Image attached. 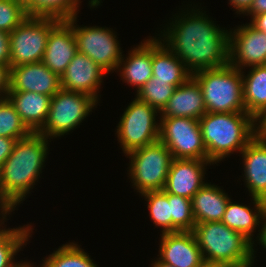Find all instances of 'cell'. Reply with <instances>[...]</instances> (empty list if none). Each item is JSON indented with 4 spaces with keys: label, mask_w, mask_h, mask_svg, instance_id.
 <instances>
[{
    "label": "cell",
    "mask_w": 266,
    "mask_h": 267,
    "mask_svg": "<svg viewBox=\"0 0 266 267\" xmlns=\"http://www.w3.org/2000/svg\"><path fill=\"white\" fill-rule=\"evenodd\" d=\"M253 208L244 205L243 203H234L231 198L228 201L226 210L223 214L221 222L227 227L241 233L252 243V258L253 263L256 258L254 234L256 229L261 227L264 215L266 214V201L252 197ZM261 221V222H260ZM257 227V228H256Z\"/></svg>",
    "instance_id": "cell-19"
},
{
    "label": "cell",
    "mask_w": 266,
    "mask_h": 267,
    "mask_svg": "<svg viewBox=\"0 0 266 267\" xmlns=\"http://www.w3.org/2000/svg\"><path fill=\"white\" fill-rule=\"evenodd\" d=\"M0 267H13L16 263L15 257L31 237L33 228L31 224L15 228H4L5 220L10 213H0ZM2 227V228H1Z\"/></svg>",
    "instance_id": "cell-26"
},
{
    "label": "cell",
    "mask_w": 266,
    "mask_h": 267,
    "mask_svg": "<svg viewBox=\"0 0 266 267\" xmlns=\"http://www.w3.org/2000/svg\"><path fill=\"white\" fill-rule=\"evenodd\" d=\"M60 20L28 15L9 33L10 67L42 62L48 35Z\"/></svg>",
    "instance_id": "cell-8"
},
{
    "label": "cell",
    "mask_w": 266,
    "mask_h": 267,
    "mask_svg": "<svg viewBox=\"0 0 266 267\" xmlns=\"http://www.w3.org/2000/svg\"><path fill=\"white\" fill-rule=\"evenodd\" d=\"M62 89L61 77L42 62L10 67L9 91L53 96Z\"/></svg>",
    "instance_id": "cell-14"
},
{
    "label": "cell",
    "mask_w": 266,
    "mask_h": 267,
    "mask_svg": "<svg viewBox=\"0 0 266 267\" xmlns=\"http://www.w3.org/2000/svg\"><path fill=\"white\" fill-rule=\"evenodd\" d=\"M168 201L171 202L172 233L193 231L196 223L191 199L168 193Z\"/></svg>",
    "instance_id": "cell-32"
},
{
    "label": "cell",
    "mask_w": 266,
    "mask_h": 267,
    "mask_svg": "<svg viewBox=\"0 0 266 267\" xmlns=\"http://www.w3.org/2000/svg\"><path fill=\"white\" fill-rule=\"evenodd\" d=\"M32 132L27 128L8 98L0 99V136L19 140Z\"/></svg>",
    "instance_id": "cell-30"
},
{
    "label": "cell",
    "mask_w": 266,
    "mask_h": 267,
    "mask_svg": "<svg viewBox=\"0 0 266 267\" xmlns=\"http://www.w3.org/2000/svg\"><path fill=\"white\" fill-rule=\"evenodd\" d=\"M203 94L207 112H246L241 70L227 64L192 74Z\"/></svg>",
    "instance_id": "cell-5"
},
{
    "label": "cell",
    "mask_w": 266,
    "mask_h": 267,
    "mask_svg": "<svg viewBox=\"0 0 266 267\" xmlns=\"http://www.w3.org/2000/svg\"><path fill=\"white\" fill-rule=\"evenodd\" d=\"M108 74L91 58L77 52L61 76L62 89L92 96L97 102L103 76Z\"/></svg>",
    "instance_id": "cell-13"
},
{
    "label": "cell",
    "mask_w": 266,
    "mask_h": 267,
    "mask_svg": "<svg viewBox=\"0 0 266 267\" xmlns=\"http://www.w3.org/2000/svg\"><path fill=\"white\" fill-rule=\"evenodd\" d=\"M77 15L66 19L73 28L77 50L91 58L107 73L117 71L123 50L113 29L77 25Z\"/></svg>",
    "instance_id": "cell-10"
},
{
    "label": "cell",
    "mask_w": 266,
    "mask_h": 267,
    "mask_svg": "<svg viewBox=\"0 0 266 267\" xmlns=\"http://www.w3.org/2000/svg\"><path fill=\"white\" fill-rule=\"evenodd\" d=\"M154 261L155 262L152 261L151 267H174L168 263L160 261L158 258Z\"/></svg>",
    "instance_id": "cell-43"
},
{
    "label": "cell",
    "mask_w": 266,
    "mask_h": 267,
    "mask_svg": "<svg viewBox=\"0 0 266 267\" xmlns=\"http://www.w3.org/2000/svg\"><path fill=\"white\" fill-rule=\"evenodd\" d=\"M192 74L184 63L159 39L152 37V77L170 82L175 87L185 83Z\"/></svg>",
    "instance_id": "cell-23"
},
{
    "label": "cell",
    "mask_w": 266,
    "mask_h": 267,
    "mask_svg": "<svg viewBox=\"0 0 266 267\" xmlns=\"http://www.w3.org/2000/svg\"><path fill=\"white\" fill-rule=\"evenodd\" d=\"M10 67L0 63V99L7 98L9 92Z\"/></svg>",
    "instance_id": "cell-35"
},
{
    "label": "cell",
    "mask_w": 266,
    "mask_h": 267,
    "mask_svg": "<svg viewBox=\"0 0 266 267\" xmlns=\"http://www.w3.org/2000/svg\"><path fill=\"white\" fill-rule=\"evenodd\" d=\"M229 64L239 70L266 65V32L251 23L229 29Z\"/></svg>",
    "instance_id": "cell-12"
},
{
    "label": "cell",
    "mask_w": 266,
    "mask_h": 267,
    "mask_svg": "<svg viewBox=\"0 0 266 267\" xmlns=\"http://www.w3.org/2000/svg\"><path fill=\"white\" fill-rule=\"evenodd\" d=\"M192 232L204 260L223 262L232 267L254 266L252 243L223 222L196 223Z\"/></svg>",
    "instance_id": "cell-4"
},
{
    "label": "cell",
    "mask_w": 266,
    "mask_h": 267,
    "mask_svg": "<svg viewBox=\"0 0 266 267\" xmlns=\"http://www.w3.org/2000/svg\"><path fill=\"white\" fill-rule=\"evenodd\" d=\"M7 98L27 128L32 133H38L47 120L51 96L35 92L9 91Z\"/></svg>",
    "instance_id": "cell-22"
},
{
    "label": "cell",
    "mask_w": 266,
    "mask_h": 267,
    "mask_svg": "<svg viewBox=\"0 0 266 267\" xmlns=\"http://www.w3.org/2000/svg\"><path fill=\"white\" fill-rule=\"evenodd\" d=\"M199 267H232V266L223 262L203 260Z\"/></svg>",
    "instance_id": "cell-41"
},
{
    "label": "cell",
    "mask_w": 266,
    "mask_h": 267,
    "mask_svg": "<svg viewBox=\"0 0 266 267\" xmlns=\"http://www.w3.org/2000/svg\"><path fill=\"white\" fill-rule=\"evenodd\" d=\"M19 1L24 7H26L32 0H17Z\"/></svg>",
    "instance_id": "cell-45"
},
{
    "label": "cell",
    "mask_w": 266,
    "mask_h": 267,
    "mask_svg": "<svg viewBox=\"0 0 266 267\" xmlns=\"http://www.w3.org/2000/svg\"><path fill=\"white\" fill-rule=\"evenodd\" d=\"M250 23L258 30L266 32V12L255 15L252 20L250 19Z\"/></svg>",
    "instance_id": "cell-39"
},
{
    "label": "cell",
    "mask_w": 266,
    "mask_h": 267,
    "mask_svg": "<svg viewBox=\"0 0 266 267\" xmlns=\"http://www.w3.org/2000/svg\"><path fill=\"white\" fill-rule=\"evenodd\" d=\"M0 63L10 67L9 33L0 30Z\"/></svg>",
    "instance_id": "cell-34"
},
{
    "label": "cell",
    "mask_w": 266,
    "mask_h": 267,
    "mask_svg": "<svg viewBox=\"0 0 266 267\" xmlns=\"http://www.w3.org/2000/svg\"><path fill=\"white\" fill-rule=\"evenodd\" d=\"M13 267H36V266H34V265H32L30 262H25V261H19L18 263H16ZM40 267H42L41 265H40Z\"/></svg>",
    "instance_id": "cell-44"
},
{
    "label": "cell",
    "mask_w": 266,
    "mask_h": 267,
    "mask_svg": "<svg viewBox=\"0 0 266 267\" xmlns=\"http://www.w3.org/2000/svg\"><path fill=\"white\" fill-rule=\"evenodd\" d=\"M206 112L200 85L191 76L174 89L159 117H189L199 120Z\"/></svg>",
    "instance_id": "cell-20"
},
{
    "label": "cell",
    "mask_w": 266,
    "mask_h": 267,
    "mask_svg": "<svg viewBox=\"0 0 266 267\" xmlns=\"http://www.w3.org/2000/svg\"><path fill=\"white\" fill-rule=\"evenodd\" d=\"M240 154L249 196L266 201V137L257 134Z\"/></svg>",
    "instance_id": "cell-18"
},
{
    "label": "cell",
    "mask_w": 266,
    "mask_h": 267,
    "mask_svg": "<svg viewBox=\"0 0 266 267\" xmlns=\"http://www.w3.org/2000/svg\"><path fill=\"white\" fill-rule=\"evenodd\" d=\"M254 0H229L230 6L236 10L237 15H244L252 6Z\"/></svg>",
    "instance_id": "cell-37"
},
{
    "label": "cell",
    "mask_w": 266,
    "mask_h": 267,
    "mask_svg": "<svg viewBox=\"0 0 266 267\" xmlns=\"http://www.w3.org/2000/svg\"><path fill=\"white\" fill-rule=\"evenodd\" d=\"M77 52L72 25L61 19L48 35L42 63L61 77Z\"/></svg>",
    "instance_id": "cell-17"
},
{
    "label": "cell",
    "mask_w": 266,
    "mask_h": 267,
    "mask_svg": "<svg viewBox=\"0 0 266 267\" xmlns=\"http://www.w3.org/2000/svg\"><path fill=\"white\" fill-rule=\"evenodd\" d=\"M49 140L31 133L16 140L12 153L0 168V212L10 213L31 193L45 166Z\"/></svg>",
    "instance_id": "cell-2"
},
{
    "label": "cell",
    "mask_w": 266,
    "mask_h": 267,
    "mask_svg": "<svg viewBox=\"0 0 266 267\" xmlns=\"http://www.w3.org/2000/svg\"><path fill=\"white\" fill-rule=\"evenodd\" d=\"M42 260V267H98L76 242L63 244Z\"/></svg>",
    "instance_id": "cell-27"
},
{
    "label": "cell",
    "mask_w": 266,
    "mask_h": 267,
    "mask_svg": "<svg viewBox=\"0 0 266 267\" xmlns=\"http://www.w3.org/2000/svg\"><path fill=\"white\" fill-rule=\"evenodd\" d=\"M175 88L174 85H170V82L157 81L156 78L152 77L136 92V97L160 113L171 98Z\"/></svg>",
    "instance_id": "cell-31"
},
{
    "label": "cell",
    "mask_w": 266,
    "mask_h": 267,
    "mask_svg": "<svg viewBox=\"0 0 266 267\" xmlns=\"http://www.w3.org/2000/svg\"><path fill=\"white\" fill-rule=\"evenodd\" d=\"M141 41L120 60L117 72L121 80L138 90L152 78V38Z\"/></svg>",
    "instance_id": "cell-21"
},
{
    "label": "cell",
    "mask_w": 266,
    "mask_h": 267,
    "mask_svg": "<svg viewBox=\"0 0 266 267\" xmlns=\"http://www.w3.org/2000/svg\"><path fill=\"white\" fill-rule=\"evenodd\" d=\"M16 140L8 137L0 136V168L4 164L5 160L12 153L13 146Z\"/></svg>",
    "instance_id": "cell-36"
},
{
    "label": "cell",
    "mask_w": 266,
    "mask_h": 267,
    "mask_svg": "<svg viewBox=\"0 0 266 267\" xmlns=\"http://www.w3.org/2000/svg\"><path fill=\"white\" fill-rule=\"evenodd\" d=\"M229 199L221 187L204 184L191 199L195 223L221 222Z\"/></svg>",
    "instance_id": "cell-24"
},
{
    "label": "cell",
    "mask_w": 266,
    "mask_h": 267,
    "mask_svg": "<svg viewBox=\"0 0 266 267\" xmlns=\"http://www.w3.org/2000/svg\"><path fill=\"white\" fill-rule=\"evenodd\" d=\"M188 5L187 10L185 8L179 15L175 13L172 22L168 21L167 27L160 31L161 42L191 74L229 64L230 31L216 25L205 14L207 11Z\"/></svg>",
    "instance_id": "cell-1"
},
{
    "label": "cell",
    "mask_w": 266,
    "mask_h": 267,
    "mask_svg": "<svg viewBox=\"0 0 266 267\" xmlns=\"http://www.w3.org/2000/svg\"><path fill=\"white\" fill-rule=\"evenodd\" d=\"M157 113L159 112L155 108L137 97L129 103L120 117L115 133L124 155L159 141L160 123L156 118Z\"/></svg>",
    "instance_id": "cell-9"
},
{
    "label": "cell",
    "mask_w": 266,
    "mask_h": 267,
    "mask_svg": "<svg viewBox=\"0 0 266 267\" xmlns=\"http://www.w3.org/2000/svg\"><path fill=\"white\" fill-rule=\"evenodd\" d=\"M243 77V100L246 112L257 122L266 113V65L251 66Z\"/></svg>",
    "instance_id": "cell-25"
},
{
    "label": "cell",
    "mask_w": 266,
    "mask_h": 267,
    "mask_svg": "<svg viewBox=\"0 0 266 267\" xmlns=\"http://www.w3.org/2000/svg\"><path fill=\"white\" fill-rule=\"evenodd\" d=\"M207 160L220 163L234 152L241 153L258 134V122L247 112H206L200 119Z\"/></svg>",
    "instance_id": "cell-3"
},
{
    "label": "cell",
    "mask_w": 266,
    "mask_h": 267,
    "mask_svg": "<svg viewBox=\"0 0 266 267\" xmlns=\"http://www.w3.org/2000/svg\"><path fill=\"white\" fill-rule=\"evenodd\" d=\"M28 16L17 0H0V30L12 32Z\"/></svg>",
    "instance_id": "cell-33"
},
{
    "label": "cell",
    "mask_w": 266,
    "mask_h": 267,
    "mask_svg": "<svg viewBox=\"0 0 266 267\" xmlns=\"http://www.w3.org/2000/svg\"><path fill=\"white\" fill-rule=\"evenodd\" d=\"M212 163L208 160L197 159H176L173 158L164 191L189 199L206 184L204 176L206 174V166Z\"/></svg>",
    "instance_id": "cell-15"
},
{
    "label": "cell",
    "mask_w": 266,
    "mask_h": 267,
    "mask_svg": "<svg viewBox=\"0 0 266 267\" xmlns=\"http://www.w3.org/2000/svg\"><path fill=\"white\" fill-rule=\"evenodd\" d=\"M80 0H32L26 7L31 16L69 19L79 13Z\"/></svg>",
    "instance_id": "cell-28"
},
{
    "label": "cell",
    "mask_w": 266,
    "mask_h": 267,
    "mask_svg": "<svg viewBox=\"0 0 266 267\" xmlns=\"http://www.w3.org/2000/svg\"><path fill=\"white\" fill-rule=\"evenodd\" d=\"M258 134L266 137V113L258 121Z\"/></svg>",
    "instance_id": "cell-42"
},
{
    "label": "cell",
    "mask_w": 266,
    "mask_h": 267,
    "mask_svg": "<svg viewBox=\"0 0 266 267\" xmlns=\"http://www.w3.org/2000/svg\"><path fill=\"white\" fill-rule=\"evenodd\" d=\"M158 259L174 267H199L203 256L192 231L160 234Z\"/></svg>",
    "instance_id": "cell-16"
},
{
    "label": "cell",
    "mask_w": 266,
    "mask_h": 267,
    "mask_svg": "<svg viewBox=\"0 0 266 267\" xmlns=\"http://www.w3.org/2000/svg\"><path fill=\"white\" fill-rule=\"evenodd\" d=\"M97 104L90 95L61 89L51 97L47 120L38 133L49 140L67 135L83 123Z\"/></svg>",
    "instance_id": "cell-7"
},
{
    "label": "cell",
    "mask_w": 266,
    "mask_h": 267,
    "mask_svg": "<svg viewBox=\"0 0 266 267\" xmlns=\"http://www.w3.org/2000/svg\"><path fill=\"white\" fill-rule=\"evenodd\" d=\"M159 141L176 159L207 160L199 120L189 117H159Z\"/></svg>",
    "instance_id": "cell-11"
},
{
    "label": "cell",
    "mask_w": 266,
    "mask_h": 267,
    "mask_svg": "<svg viewBox=\"0 0 266 267\" xmlns=\"http://www.w3.org/2000/svg\"><path fill=\"white\" fill-rule=\"evenodd\" d=\"M147 201V208L154 227H161V233H172L171 202L164 190L149 191L141 194Z\"/></svg>",
    "instance_id": "cell-29"
},
{
    "label": "cell",
    "mask_w": 266,
    "mask_h": 267,
    "mask_svg": "<svg viewBox=\"0 0 266 267\" xmlns=\"http://www.w3.org/2000/svg\"><path fill=\"white\" fill-rule=\"evenodd\" d=\"M125 156L130 160L127 174L139 194L164 189L173 157L162 142L135 149Z\"/></svg>",
    "instance_id": "cell-6"
},
{
    "label": "cell",
    "mask_w": 266,
    "mask_h": 267,
    "mask_svg": "<svg viewBox=\"0 0 266 267\" xmlns=\"http://www.w3.org/2000/svg\"><path fill=\"white\" fill-rule=\"evenodd\" d=\"M262 228H260L258 230L259 233L257 237H255V239H257L259 242H257L258 244H260L261 246H263L262 248H264V250L266 249V214L263 217L262 220V224H261Z\"/></svg>",
    "instance_id": "cell-40"
},
{
    "label": "cell",
    "mask_w": 266,
    "mask_h": 267,
    "mask_svg": "<svg viewBox=\"0 0 266 267\" xmlns=\"http://www.w3.org/2000/svg\"><path fill=\"white\" fill-rule=\"evenodd\" d=\"M266 12V0H254L251 8L245 13L246 16H251L252 19L255 15Z\"/></svg>",
    "instance_id": "cell-38"
}]
</instances>
